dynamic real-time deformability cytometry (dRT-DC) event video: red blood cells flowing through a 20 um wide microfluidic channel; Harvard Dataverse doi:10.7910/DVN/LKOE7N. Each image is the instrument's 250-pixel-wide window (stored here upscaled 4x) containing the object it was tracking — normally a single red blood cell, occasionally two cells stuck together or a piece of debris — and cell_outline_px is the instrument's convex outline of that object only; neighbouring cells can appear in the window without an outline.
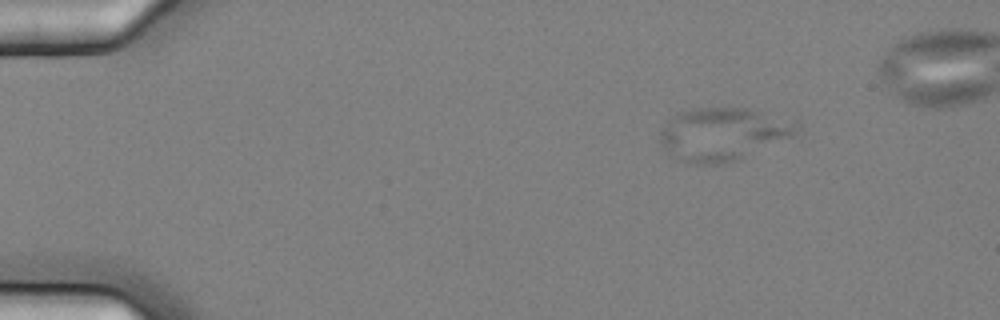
{"species": "common noctule bat (a hibernating species)", "species_latin": "Nyctalus noctula", "temperature_condition": "cold", "stored_images_in_passage": 5, "camera_frame_rate_fps": 3000, "um_per_image_px": 0.085, "animal": {"sex": "female", "body_mass_g": 25.1}, "frame": {"image": 1, "passage_image": 2, "time_ms": 0.333, "image_size_px": [1000, 320], "cell_outline_px": [[800, 128], [792, 136], [736, 160], [720, 164], [688, 164], [668, 156], [660, 144], [660, 132], [664, 124], [676, 112], [692, 108], [748, 108], [796, 120], [800, 124]], "centroid_in_image_um": [61.39, 11.39], "position_along_channel_um": 23.6, "area_um2": 42.54}}